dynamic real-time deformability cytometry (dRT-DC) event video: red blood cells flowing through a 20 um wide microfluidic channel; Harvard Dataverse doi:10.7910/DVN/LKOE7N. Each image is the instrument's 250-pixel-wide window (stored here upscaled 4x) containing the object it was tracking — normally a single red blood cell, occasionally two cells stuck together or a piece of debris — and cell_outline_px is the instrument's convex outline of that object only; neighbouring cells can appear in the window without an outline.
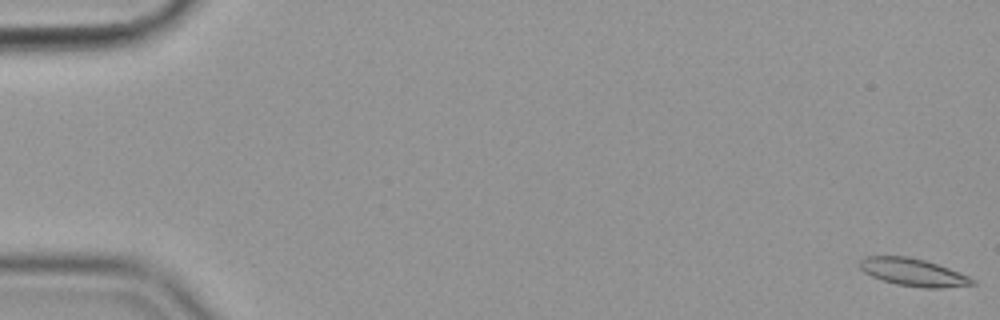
{"species": "common noctule bat (a hibernating species)", "species_latin": "Nyctalus noctula", "temperature_condition": "cold", "stored_images_in_passage": 57, "camera_frame_rate_fps": 3000, "um_per_image_px": 0.085, "animal": {"sex": "female", "body_mass_g": 19.9}, "frame": {"image": 1, "passage_image": 1, "time_ms": 0.0, "image_size_px": [1000, 320], "cell_outline_px": [[976, 284], [940, 288], [924, 288], [896, 284], [872, 276], [864, 272], [860, 268], [860, 260], [864, 256], [908, 256], [924, 260], [948, 268], [968, 276], [976, 280]], "centroid_in_image_um": [77.62, 23.14], "position_along_channel_um": 7.4, "area_um2": 17.92}}
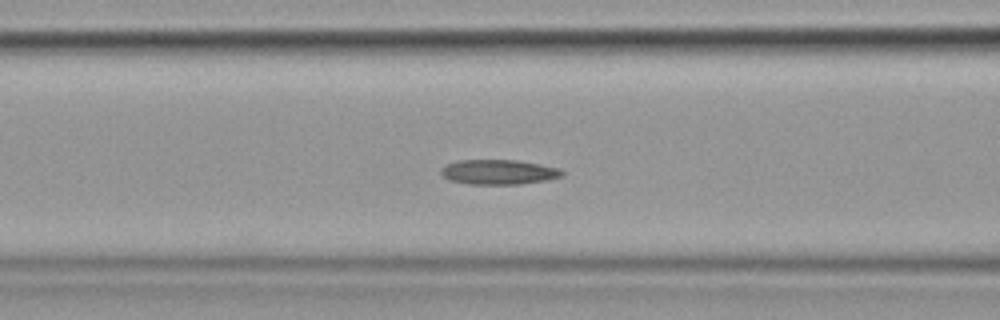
{"frame": {"image": 2, "passage_image": 24, "time_ms": 7.667, "image_size_px": [1000, 320], "cell_outline_px": [[564, 176], [548, 180], [520, 184], [468, 184], [448, 180], [440, 172], [440, 168], [456, 160], [516, 160], [540, 164], [560, 168], [564, 172]], "centroid_in_image_um": [42.4, 14.62], "position_along_channel_um": 124.2, "area_um2": 17.69}}
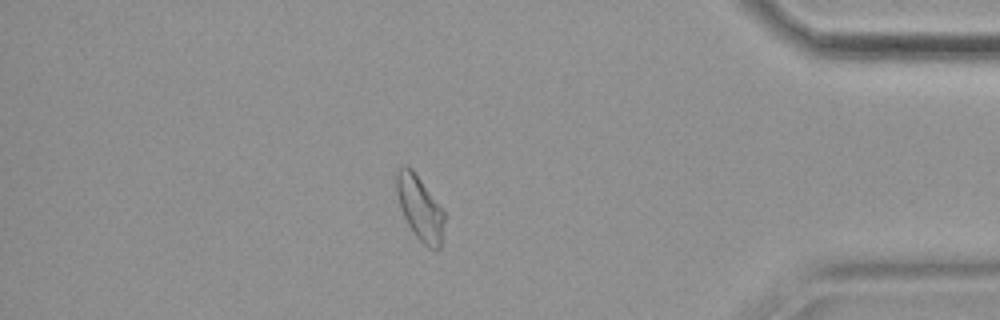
{"frame": {"image": 3, "passage_image": 50, "time_ms": 16.333, "image_size_px": [1000, 320], "cell_outline_px": [[444, 236], [440, 248], [428, 248], [416, 236], [408, 224], [400, 208], [396, 192], [396, 172], [404, 164], [408, 164], [412, 168], [444, 212]], "centroid_in_image_um": [35.68, 17.67], "position_along_channel_um": 399.5, "area_um2": 17.86}, "authors_computed_cell_mechanics": {"area_um2": 17.9758, "velocity_mm_per_s": 3.5516, "shape_relaxation_time_tau1_ms": null, "shape_relaxation_time_tau2_ms": 4.95, "deformation_change_tau1": null, "deformation_change_tau2": 0.1237}}